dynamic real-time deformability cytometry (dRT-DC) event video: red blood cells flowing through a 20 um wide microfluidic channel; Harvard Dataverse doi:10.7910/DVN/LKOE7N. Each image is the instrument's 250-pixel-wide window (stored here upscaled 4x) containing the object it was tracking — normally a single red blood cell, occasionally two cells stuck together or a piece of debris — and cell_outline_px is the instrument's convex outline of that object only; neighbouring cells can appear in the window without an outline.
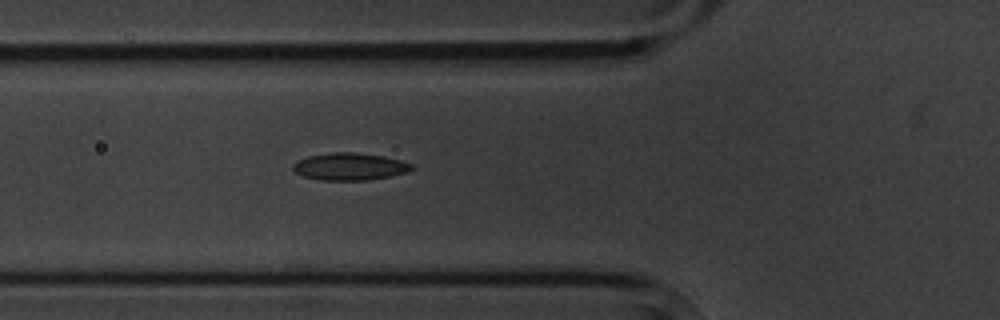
{"species": "common noctule bat (a hibernating species)", "species_latin": "Nyctalus noctula", "temperature_condition": "cold", "stored_images_in_passage": 2, "camera_frame_rate_fps": 3000, "um_per_image_px": 0.085, "animal": {"sex": "male", "body_mass_g": 20.1, "forearm_length_mm": 53.5}, "frame": {"image": 1, "passage_image": 2, "time_ms": 1.0, "image_size_px": [1000, 320], "cell_outline_px": [[416, 168], [408, 172], [392, 176], [368, 180], [320, 180], [304, 176], [296, 172], [292, 168], [292, 164], [308, 156], [332, 152], [356, 152], [384, 156], [400, 160], [412, 164]], "centroid_in_image_um": [29.77, 14.16], "position_along_channel_um": 96.0, "area_um2": 18.96}}